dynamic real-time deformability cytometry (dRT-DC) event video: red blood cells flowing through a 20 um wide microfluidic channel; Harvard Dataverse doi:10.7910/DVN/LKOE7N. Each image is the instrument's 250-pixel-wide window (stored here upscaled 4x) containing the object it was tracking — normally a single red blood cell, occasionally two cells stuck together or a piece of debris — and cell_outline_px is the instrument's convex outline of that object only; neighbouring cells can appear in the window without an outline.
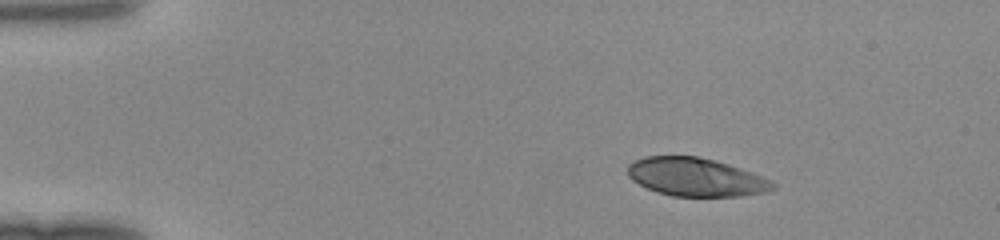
{"species": "human", "species_latin": "Homo sapiens", "temperature_condition": "room temperature", "stored_images_in_passage": 41, "camera_frame_rate_fps": 3000, "um_per_image_px": 0.085, "donor": {"sex": "female"}, "frame": {"image": 1, "passage_image": 1, "time_ms": 0.0, "image_size_px": [1000, 240], "cell_outline_px": [[776, 188], [768, 192], [740, 196], [672, 196], [656, 192], [632, 180], [628, 176], [628, 164], [644, 156], [696, 156], [716, 160], [740, 168], [772, 180], [776, 184]], "centroid_in_image_um": [59.17, 15.06], "position_along_channel_um": 25.8, "area_um2": 32.48}}
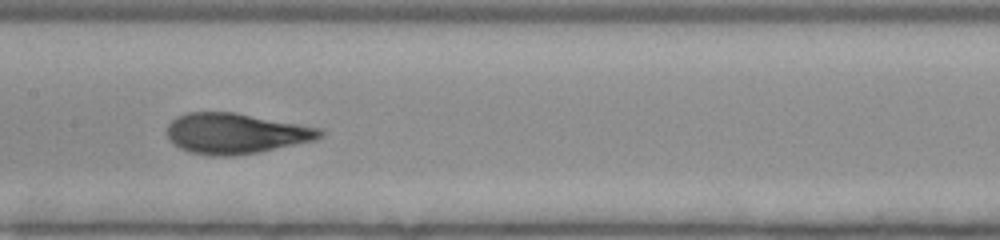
{"frame": {"image": 2, "passage_image": 18, "time_ms": 5.667, "image_size_px": [1000, 240], "cell_outline_px": [[324, 136], [316, 140], [256, 152], [232, 156], [212, 156], [188, 152], [180, 148], [168, 140], [168, 124], [176, 116], [184, 112], [236, 112], [324, 128]], "centroid_in_image_um": [20.05, 11.33], "position_along_channel_um": 187.3, "area_um2": 36.47}}
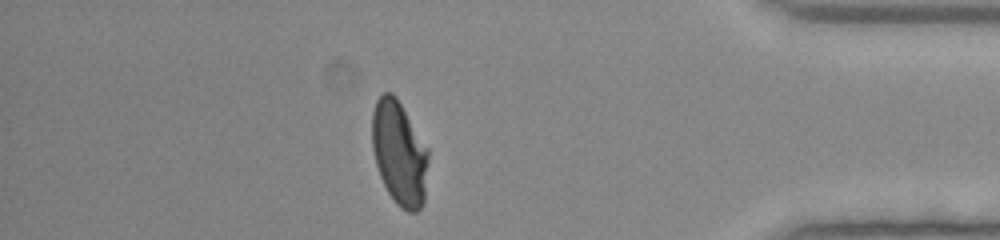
{"frame": {"image": 3, "passage_image": 35, "time_ms": 11.333, "image_size_px": [1000, 240], "cell_outline_px": [[428, 160], [424, 204], [416, 212], [408, 212], [400, 208], [396, 204], [388, 192], [380, 176], [376, 164], [372, 148], [372, 112], [376, 100], [380, 92], [392, 92], [396, 96], [428, 148]], "centroid_in_image_um": [33.93, 13.01], "position_along_channel_um": 401.3, "area_um2": 34.39}}